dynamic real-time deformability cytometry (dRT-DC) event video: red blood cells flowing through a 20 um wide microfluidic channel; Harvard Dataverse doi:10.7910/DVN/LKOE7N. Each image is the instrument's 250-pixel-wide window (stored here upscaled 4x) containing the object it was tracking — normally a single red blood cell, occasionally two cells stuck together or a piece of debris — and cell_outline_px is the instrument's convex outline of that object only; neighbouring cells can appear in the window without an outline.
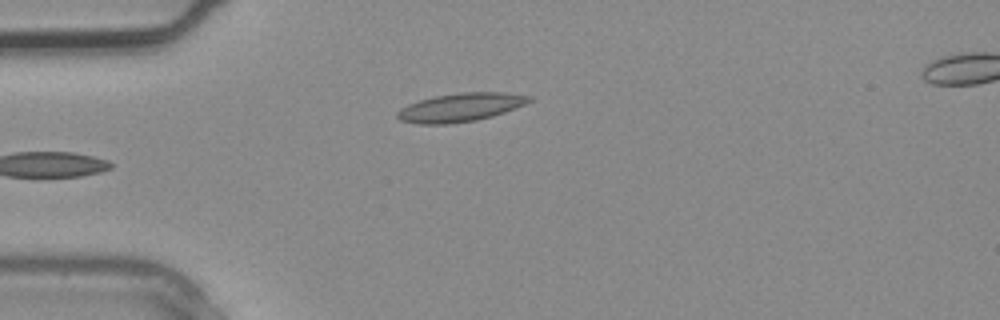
{"species": "common noctule bat (a hibernating species)", "species_latin": "Nyctalus noctula", "temperature_condition": "warm", "stored_images_in_passage": 4, "camera_frame_rate_fps": 3000, "um_per_image_px": 0.085, "animal": {"sex": "male", "body_mass_g": 20.4}, "frame": {"image": 1, "passage_image": 3, "time_ms": 0.667, "image_size_px": [1000, 320], "cell_outline_px": [[532, 100], [524, 104], [504, 112], [492, 116], [476, 120], [448, 124], [416, 124], [400, 120], [396, 116], [396, 112], [400, 108], [408, 104], [420, 100], [436, 96], [464, 92], [500, 92], [532, 96]], "centroid_in_image_um": [39.1, 9.13], "position_along_channel_um": 45.9, "area_um2": 21.73}}